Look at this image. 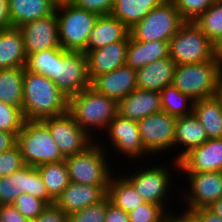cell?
I'll return each instance as SVG.
<instances>
[{
  "mask_svg": "<svg viewBox=\"0 0 222 222\" xmlns=\"http://www.w3.org/2000/svg\"><path fill=\"white\" fill-rule=\"evenodd\" d=\"M129 28L112 15L99 16L89 34L83 53L107 46L117 41H129Z\"/></svg>",
  "mask_w": 222,
  "mask_h": 222,
  "instance_id": "obj_22",
  "label": "cell"
},
{
  "mask_svg": "<svg viewBox=\"0 0 222 222\" xmlns=\"http://www.w3.org/2000/svg\"><path fill=\"white\" fill-rule=\"evenodd\" d=\"M160 111V92L157 91L137 88L118 102V114L136 122Z\"/></svg>",
  "mask_w": 222,
  "mask_h": 222,
  "instance_id": "obj_21",
  "label": "cell"
},
{
  "mask_svg": "<svg viewBox=\"0 0 222 222\" xmlns=\"http://www.w3.org/2000/svg\"><path fill=\"white\" fill-rule=\"evenodd\" d=\"M216 97L221 101L222 104V69L218 79Z\"/></svg>",
  "mask_w": 222,
  "mask_h": 222,
  "instance_id": "obj_51",
  "label": "cell"
},
{
  "mask_svg": "<svg viewBox=\"0 0 222 222\" xmlns=\"http://www.w3.org/2000/svg\"><path fill=\"white\" fill-rule=\"evenodd\" d=\"M24 193L38 197L48 205L54 204L36 167L25 165L13 174L0 178V205L13 204Z\"/></svg>",
  "mask_w": 222,
  "mask_h": 222,
  "instance_id": "obj_10",
  "label": "cell"
},
{
  "mask_svg": "<svg viewBox=\"0 0 222 222\" xmlns=\"http://www.w3.org/2000/svg\"><path fill=\"white\" fill-rule=\"evenodd\" d=\"M12 28L8 0H0V30Z\"/></svg>",
  "mask_w": 222,
  "mask_h": 222,
  "instance_id": "obj_47",
  "label": "cell"
},
{
  "mask_svg": "<svg viewBox=\"0 0 222 222\" xmlns=\"http://www.w3.org/2000/svg\"><path fill=\"white\" fill-rule=\"evenodd\" d=\"M192 113L204 127L208 139L222 138V104L216 96L195 100Z\"/></svg>",
  "mask_w": 222,
  "mask_h": 222,
  "instance_id": "obj_28",
  "label": "cell"
},
{
  "mask_svg": "<svg viewBox=\"0 0 222 222\" xmlns=\"http://www.w3.org/2000/svg\"><path fill=\"white\" fill-rule=\"evenodd\" d=\"M168 213L159 205L145 202L128 213L130 222H163Z\"/></svg>",
  "mask_w": 222,
  "mask_h": 222,
  "instance_id": "obj_40",
  "label": "cell"
},
{
  "mask_svg": "<svg viewBox=\"0 0 222 222\" xmlns=\"http://www.w3.org/2000/svg\"><path fill=\"white\" fill-rule=\"evenodd\" d=\"M128 41L110 43L86 53L88 76L92 81L96 76L109 73L126 65Z\"/></svg>",
  "mask_w": 222,
  "mask_h": 222,
  "instance_id": "obj_20",
  "label": "cell"
},
{
  "mask_svg": "<svg viewBox=\"0 0 222 222\" xmlns=\"http://www.w3.org/2000/svg\"><path fill=\"white\" fill-rule=\"evenodd\" d=\"M174 214V211L168 213L163 222H192V215L190 213L181 212L179 214Z\"/></svg>",
  "mask_w": 222,
  "mask_h": 222,
  "instance_id": "obj_49",
  "label": "cell"
},
{
  "mask_svg": "<svg viewBox=\"0 0 222 222\" xmlns=\"http://www.w3.org/2000/svg\"><path fill=\"white\" fill-rule=\"evenodd\" d=\"M215 54L216 56L222 60V38L220 41L215 45Z\"/></svg>",
  "mask_w": 222,
  "mask_h": 222,
  "instance_id": "obj_52",
  "label": "cell"
},
{
  "mask_svg": "<svg viewBox=\"0 0 222 222\" xmlns=\"http://www.w3.org/2000/svg\"><path fill=\"white\" fill-rule=\"evenodd\" d=\"M18 28L23 36L27 56L60 47L56 12L48 17L25 23Z\"/></svg>",
  "mask_w": 222,
  "mask_h": 222,
  "instance_id": "obj_16",
  "label": "cell"
},
{
  "mask_svg": "<svg viewBox=\"0 0 222 222\" xmlns=\"http://www.w3.org/2000/svg\"><path fill=\"white\" fill-rule=\"evenodd\" d=\"M104 222H130L128 213L109 202Z\"/></svg>",
  "mask_w": 222,
  "mask_h": 222,
  "instance_id": "obj_45",
  "label": "cell"
},
{
  "mask_svg": "<svg viewBox=\"0 0 222 222\" xmlns=\"http://www.w3.org/2000/svg\"><path fill=\"white\" fill-rule=\"evenodd\" d=\"M24 122L20 108L0 101V131L14 133L17 136Z\"/></svg>",
  "mask_w": 222,
  "mask_h": 222,
  "instance_id": "obj_36",
  "label": "cell"
},
{
  "mask_svg": "<svg viewBox=\"0 0 222 222\" xmlns=\"http://www.w3.org/2000/svg\"><path fill=\"white\" fill-rule=\"evenodd\" d=\"M56 6L62 4H71L74 0H51Z\"/></svg>",
  "mask_w": 222,
  "mask_h": 222,
  "instance_id": "obj_53",
  "label": "cell"
},
{
  "mask_svg": "<svg viewBox=\"0 0 222 222\" xmlns=\"http://www.w3.org/2000/svg\"><path fill=\"white\" fill-rule=\"evenodd\" d=\"M36 168L38 169L48 195L55 201L70 183L65 161L46 163Z\"/></svg>",
  "mask_w": 222,
  "mask_h": 222,
  "instance_id": "obj_32",
  "label": "cell"
},
{
  "mask_svg": "<svg viewBox=\"0 0 222 222\" xmlns=\"http://www.w3.org/2000/svg\"><path fill=\"white\" fill-rule=\"evenodd\" d=\"M24 166L22 152L17 144L11 149L0 153V178L9 176Z\"/></svg>",
  "mask_w": 222,
  "mask_h": 222,
  "instance_id": "obj_41",
  "label": "cell"
},
{
  "mask_svg": "<svg viewBox=\"0 0 222 222\" xmlns=\"http://www.w3.org/2000/svg\"><path fill=\"white\" fill-rule=\"evenodd\" d=\"M144 169V170H143ZM166 166L153 165L149 168H141L132 175L122 174V176L133 186L136 192L145 202L161 206L167 213H171L166 207L169 189L173 181L171 171Z\"/></svg>",
  "mask_w": 222,
  "mask_h": 222,
  "instance_id": "obj_9",
  "label": "cell"
},
{
  "mask_svg": "<svg viewBox=\"0 0 222 222\" xmlns=\"http://www.w3.org/2000/svg\"><path fill=\"white\" fill-rule=\"evenodd\" d=\"M32 222H68V215L55 204L48 205Z\"/></svg>",
  "mask_w": 222,
  "mask_h": 222,
  "instance_id": "obj_43",
  "label": "cell"
},
{
  "mask_svg": "<svg viewBox=\"0 0 222 222\" xmlns=\"http://www.w3.org/2000/svg\"><path fill=\"white\" fill-rule=\"evenodd\" d=\"M108 186L84 185L70 182L54 201L65 214L82 210L107 196Z\"/></svg>",
  "mask_w": 222,
  "mask_h": 222,
  "instance_id": "obj_19",
  "label": "cell"
},
{
  "mask_svg": "<svg viewBox=\"0 0 222 222\" xmlns=\"http://www.w3.org/2000/svg\"><path fill=\"white\" fill-rule=\"evenodd\" d=\"M184 23L174 3L165 0L129 29V33L138 41H169Z\"/></svg>",
  "mask_w": 222,
  "mask_h": 222,
  "instance_id": "obj_8",
  "label": "cell"
},
{
  "mask_svg": "<svg viewBox=\"0 0 222 222\" xmlns=\"http://www.w3.org/2000/svg\"><path fill=\"white\" fill-rule=\"evenodd\" d=\"M17 144V136L14 133L0 131V153L11 149Z\"/></svg>",
  "mask_w": 222,
  "mask_h": 222,
  "instance_id": "obj_48",
  "label": "cell"
},
{
  "mask_svg": "<svg viewBox=\"0 0 222 222\" xmlns=\"http://www.w3.org/2000/svg\"><path fill=\"white\" fill-rule=\"evenodd\" d=\"M91 87L119 102L137 89L136 70L127 65L118 67L109 73L96 76L91 81Z\"/></svg>",
  "mask_w": 222,
  "mask_h": 222,
  "instance_id": "obj_18",
  "label": "cell"
},
{
  "mask_svg": "<svg viewBox=\"0 0 222 222\" xmlns=\"http://www.w3.org/2000/svg\"><path fill=\"white\" fill-rule=\"evenodd\" d=\"M12 205L31 222L48 206L44 200L28 193L20 194Z\"/></svg>",
  "mask_w": 222,
  "mask_h": 222,
  "instance_id": "obj_37",
  "label": "cell"
},
{
  "mask_svg": "<svg viewBox=\"0 0 222 222\" xmlns=\"http://www.w3.org/2000/svg\"><path fill=\"white\" fill-rule=\"evenodd\" d=\"M208 208L217 216L222 218V197L213 202Z\"/></svg>",
  "mask_w": 222,
  "mask_h": 222,
  "instance_id": "obj_50",
  "label": "cell"
},
{
  "mask_svg": "<svg viewBox=\"0 0 222 222\" xmlns=\"http://www.w3.org/2000/svg\"><path fill=\"white\" fill-rule=\"evenodd\" d=\"M12 27L48 17L56 5L51 0H8Z\"/></svg>",
  "mask_w": 222,
  "mask_h": 222,
  "instance_id": "obj_27",
  "label": "cell"
},
{
  "mask_svg": "<svg viewBox=\"0 0 222 222\" xmlns=\"http://www.w3.org/2000/svg\"><path fill=\"white\" fill-rule=\"evenodd\" d=\"M102 143L104 142L97 143L94 140L84 151L66 157L65 163L68 168L70 182L84 185L109 186L114 172L110 171L113 168H110V161L107 159L109 157V152H107L109 149L104 144L102 145Z\"/></svg>",
  "mask_w": 222,
  "mask_h": 222,
  "instance_id": "obj_3",
  "label": "cell"
},
{
  "mask_svg": "<svg viewBox=\"0 0 222 222\" xmlns=\"http://www.w3.org/2000/svg\"><path fill=\"white\" fill-rule=\"evenodd\" d=\"M69 98L45 75L24 67L22 114L25 120H42L68 112Z\"/></svg>",
  "mask_w": 222,
  "mask_h": 222,
  "instance_id": "obj_1",
  "label": "cell"
},
{
  "mask_svg": "<svg viewBox=\"0 0 222 222\" xmlns=\"http://www.w3.org/2000/svg\"><path fill=\"white\" fill-rule=\"evenodd\" d=\"M222 60L217 56L202 63L176 65L172 85L191 99L216 96Z\"/></svg>",
  "mask_w": 222,
  "mask_h": 222,
  "instance_id": "obj_4",
  "label": "cell"
},
{
  "mask_svg": "<svg viewBox=\"0 0 222 222\" xmlns=\"http://www.w3.org/2000/svg\"><path fill=\"white\" fill-rule=\"evenodd\" d=\"M137 125L144 149L150 155L173 150L176 117L160 111L138 121Z\"/></svg>",
  "mask_w": 222,
  "mask_h": 222,
  "instance_id": "obj_12",
  "label": "cell"
},
{
  "mask_svg": "<svg viewBox=\"0 0 222 222\" xmlns=\"http://www.w3.org/2000/svg\"><path fill=\"white\" fill-rule=\"evenodd\" d=\"M110 202L108 196L96 204L68 215V222H104L107 204Z\"/></svg>",
  "mask_w": 222,
  "mask_h": 222,
  "instance_id": "obj_38",
  "label": "cell"
},
{
  "mask_svg": "<svg viewBox=\"0 0 222 222\" xmlns=\"http://www.w3.org/2000/svg\"><path fill=\"white\" fill-rule=\"evenodd\" d=\"M194 23L216 45L222 38V0L208 7Z\"/></svg>",
  "mask_w": 222,
  "mask_h": 222,
  "instance_id": "obj_35",
  "label": "cell"
},
{
  "mask_svg": "<svg viewBox=\"0 0 222 222\" xmlns=\"http://www.w3.org/2000/svg\"><path fill=\"white\" fill-rule=\"evenodd\" d=\"M41 121L49 128L54 142L65 158L84 151L95 140L75 122L69 112Z\"/></svg>",
  "mask_w": 222,
  "mask_h": 222,
  "instance_id": "obj_11",
  "label": "cell"
},
{
  "mask_svg": "<svg viewBox=\"0 0 222 222\" xmlns=\"http://www.w3.org/2000/svg\"><path fill=\"white\" fill-rule=\"evenodd\" d=\"M107 196L112 204L127 213L145 203L144 199L121 174L117 175V178L116 175H112Z\"/></svg>",
  "mask_w": 222,
  "mask_h": 222,
  "instance_id": "obj_30",
  "label": "cell"
},
{
  "mask_svg": "<svg viewBox=\"0 0 222 222\" xmlns=\"http://www.w3.org/2000/svg\"><path fill=\"white\" fill-rule=\"evenodd\" d=\"M207 140L208 137L204 127L193 113L176 118L174 148H177V146H182V148L185 147L181 153L179 151V156H174V165L176 168H179L178 161L186 153L198 146H201Z\"/></svg>",
  "mask_w": 222,
  "mask_h": 222,
  "instance_id": "obj_23",
  "label": "cell"
},
{
  "mask_svg": "<svg viewBox=\"0 0 222 222\" xmlns=\"http://www.w3.org/2000/svg\"><path fill=\"white\" fill-rule=\"evenodd\" d=\"M0 222H31L24 217L12 204L0 205Z\"/></svg>",
  "mask_w": 222,
  "mask_h": 222,
  "instance_id": "obj_44",
  "label": "cell"
},
{
  "mask_svg": "<svg viewBox=\"0 0 222 222\" xmlns=\"http://www.w3.org/2000/svg\"><path fill=\"white\" fill-rule=\"evenodd\" d=\"M197 222H222V218L213 213L209 208H201L190 212Z\"/></svg>",
  "mask_w": 222,
  "mask_h": 222,
  "instance_id": "obj_46",
  "label": "cell"
},
{
  "mask_svg": "<svg viewBox=\"0 0 222 222\" xmlns=\"http://www.w3.org/2000/svg\"><path fill=\"white\" fill-rule=\"evenodd\" d=\"M24 67L0 69V101L22 110Z\"/></svg>",
  "mask_w": 222,
  "mask_h": 222,
  "instance_id": "obj_31",
  "label": "cell"
},
{
  "mask_svg": "<svg viewBox=\"0 0 222 222\" xmlns=\"http://www.w3.org/2000/svg\"><path fill=\"white\" fill-rule=\"evenodd\" d=\"M27 54L19 28L0 30V69L25 67Z\"/></svg>",
  "mask_w": 222,
  "mask_h": 222,
  "instance_id": "obj_26",
  "label": "cell"
},
{
  "mask_svg": "<svg viewBox=\"0 0 222 222\" xmlns=\"http://www.w3.org/2000/svg\"><path fill=\"white\" fill-rule=\"evenodd\" d=\"M165 0H114L110 15L131 29Z\"/></svg>",
  "mask_w": 222,
  "mask_h": 222,
  "instance_id": "obj_29",
  "label": "cell"
},
{
  "mask_svg": "<svg viewBox=\"0 0 222 222\" xmlns=\"http://www.w3.org/2000/svg\"><path fill=\"white\" fill-rule=\"evenodd\" d=\"M60 47L72 52H84L89 34L99 17L97 14L71 4L56 6Z\"/></svg>",
  "mask_w": 222,
  "mask_h": 222,
  "instance_id": "obj_6",
  "label": "cell"
},
{
  "mask_svg": "<svg viewBox=\"0 0 222 222\" xmlns=\"http://www.w3.org/2000/svg\"><path fill=\"white\" fill-rule=\"evenodd\" d=\"M175 68V62L168 57L137 69V88L160 92L172 84Z\"/></svg>",
  "mask_w": 222,
  "mask_h": 222,
  "instance_id": "obj_24",
  "label": "cell"
},
{
  "mask_svg": "<svg viewBox=\"0 0 222 222\" xmlns=\"http://www.w3.org/2000/svg\"><path fill=\"white\" fill-rule=\"evenodd\" d=\"M55 84L68 98L90 87L86 54L65 50L57 58Z\"/></svg>",
  "mask_w": 222,
  "mask_h": 222,
  "instance_id": "obj_13",
  "label": "cell"
},
{
  "mask_svg": "<svg viewBox=\"0 0 222 222\" xmlns=\"http://www.w3.org/2000/svg\"><path fill=\"white\" fill-rule=\"evenodd\" d=\"M160 101L162 111L173 117L178 118L192 114L194 100L180 92L172 84L160 91Z\"/></svg>",
  "mask_w": 222,
  "mask_h": 222,
  "instance_id": "obj_33",
  "label": "cell"
},
{
  "mask_svg": "<svg viewBox=\"0 0 222 222\" xmlns=\"http://www.w3.org/2000/svg\"><path fill=\"white\" fill-rule=\"evenodd\" d=\"M185 22H194L217 0H171Z\"/></svg>",
  "mask_w": 222,
  "mask_h": 222,
  "instance_id": "obj_39",
  "label": "cell"
},
{
  "mask_svg": "<svg viewBox=\"0 0 222 222\" xmlns=\"http://www.w3.org/2000/svg\"><path fill=\"white\" fill-rule=\"evenodd\" d=\"M178 163L181 173L222 171V138L208 139L186 153Z\"/></svg>",
  "mask_w": 222,
  "mask_h": 222,
  "instance_id": "obj_17",
  "label": "cell"
},
{
  "mask_svg": "<svg viewBox=\"0 0 222 222\" xmlns=\"http://www.w3.org/2000/svg\"><path fill=\"white\" fill-rule=\"evenodd\" d=\"M185 174L190 188L186 189L187 194L185 192L182 195L186 202L184 212L190 213L193 210L208 208L222 197V171L184 173L183 175Z\"/></svg>",
  "mask_w": 222,
  "mask_h": 222,
  "instance_id": "obj_14",
  "label": "cell"
},
{
  "mask_svg": "<svg viewBox=\"0 0 222 222\" xmlns=\"http://www.w3.org/2000/svg\"><path fill=\"white\" fill-rule=\"evenodd\" d=\"M169 57L176 65L202 63L216 57L215 45L194 22H185L169 40Z\"/></svg>",
  "mask_w": 222,
  "mask_h": 222,
  "instance_id": "obj_7",
  "label": "cell"
},
{
  "mask_svg": "<svg viewBox=\"0 0 222 222\" xmlns=\"http://www.w3.org/2000/svg\"><path fill=\"white\" fill-rule=\"evenodd\" d=\"M106 130L108 143L112 145H109V149L114 147L115 152L119 151L120 155L124 154V157L128 156L131 160L150 155L144 149L136 121L117 114Z\"/></svg>",
  "mask_w": 222,
  "mask_h": 222,
  "instance_id": "obj_15",
  "label": "cell"
},
{
  "mask_svg": "<svg viewBox=\"0 0 222 222\" xmlns=\"http://www.w3.org/2000/svg\"><path fill=\"white\" fill-rule=\"evenodd\" d=\"M65 50L62 47L42 50L27 56L25 69L32 73L45 75L56 83L57 58Z\"/></svg>",
  "mask_w": 222,
  "mask_h": 222,
  "instance_id": "obj_34",
  "label": "cell"
},
{
  "mask_svg": "<svg viewBox=\"0 0 222 222\" xmlns=\"http://www.w3.org/2000/svg\"><path fill=\"white\" fill-rule=\"evenodd\" d=\"M17 145L25 165L38 167L66 159L54 142L49 128L41 120H25L17 135Z\"/></svg>",
  "mask_w": 222,
  "mask_h": 222,
  "instance_id": "obj_5",
  "label": "cell"
},
{
  "mask_svg": "<svg viewBox=\"0 0 222 222\" xmlns=\"http://www.w3.org/2000/svg\"><path fill=\"white\" fill-rule=\"evenodd\" d=\"M68 112L75 122L94 139L97 137L94 136L93 130L106 131L109 123L118 114V102L90 86L69 98Z\"/></svg>",
  "mask_w": 222,
  "mask_h": 222,
  "instance_id": "obj_2",
  "label": "cell"
},
{
  "mask_svg": "<svg viewBox=\"0 0 222 222\" xmlns=\"http://www.w3.org/2000/svg\"><path fill=\"white\" fill-rule=\"evenodd\" d=\"M72 4L98 16H103L110 15L114 0H74Z\"/></svg>",
  "mask_w": 222,
  "mask_h": 222,
  "instance_id": "obj_42",
  "label": "cell"
},
{
  "mask_svg": "<svg viewBox=\"0 0 222 222\" xmlns=\"http://www.w3.org/2000/svg\"><path fill=\"white\" fill-rule=\"evenodd\" d=\"M169 57V41L143 42L129 36L126 65L132 69L142 68L152 62Z\"/></svg>",
  "mask_w": 222,
  "mask_h": 222,
  "instance_id": "obj_25",
  "label": "cell"
}]
</instances>
